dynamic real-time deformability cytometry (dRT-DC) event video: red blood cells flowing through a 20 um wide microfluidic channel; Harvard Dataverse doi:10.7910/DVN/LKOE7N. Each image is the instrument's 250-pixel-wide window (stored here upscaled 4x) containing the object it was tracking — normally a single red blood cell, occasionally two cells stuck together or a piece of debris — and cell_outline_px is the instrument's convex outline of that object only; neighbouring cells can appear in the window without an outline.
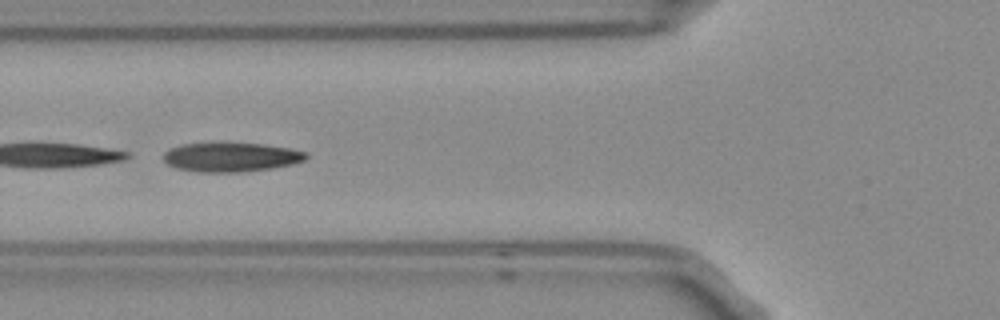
{"species": "Egyptian fruit bat (a non-hibernating species)", "species_latin": "Rousettus aegyptiacus", "temperature_condition": "room temperature", "stored_images_in_passage": 6, "camera_frame_rate_fps": 3000, "um_per_image_px": 0.085, "frame": {"image": 1, "passage_image": 4, "time_ms": 1.0, "image_size_px": [1000, 320], "cell_outline_px": [[308, 156], [304, 160], [292, 164], [272, 168], [244, 172], [196, 172], [176, 168], [168, 164], [164, 160], [164, 152], [168, 148], [180, 144], [208, 140], [228, 140], [264, 144], [292, 148], [308, 152]], "centroid_in_image_um": [19.6, 13.29], "position_along_channel_um": 106.2, "area_um2": 25.72}}